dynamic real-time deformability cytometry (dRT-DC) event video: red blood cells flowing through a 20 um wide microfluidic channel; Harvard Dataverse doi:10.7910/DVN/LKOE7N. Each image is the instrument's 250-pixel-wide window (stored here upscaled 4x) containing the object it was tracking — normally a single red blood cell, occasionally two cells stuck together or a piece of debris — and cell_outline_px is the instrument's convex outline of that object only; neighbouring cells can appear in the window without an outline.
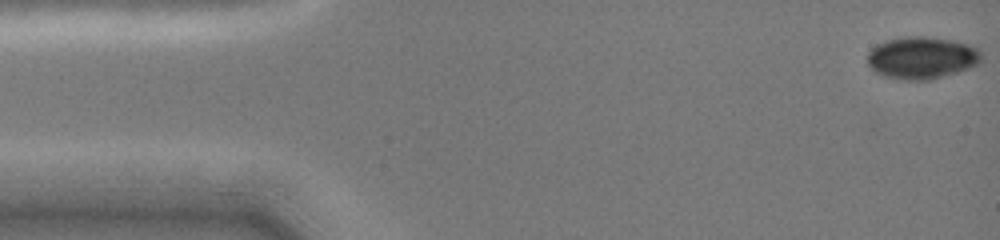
{"species": "common noctule bat (a hibernating species)", "species_latin": "Nyctalus noctula", "temperature_condition": "cold", "stored_images_in_passage": 12, "camera_frame_rate_fps": 3000, "um_per_image_px": 0.085, "animal": {"sex": "female", "body_mass_g": 19.0, "forearm_length_mm": 51.5}, "frame": {"image": 1, "passage_image": 1, "time_ms": 0.0, "image_size_px": [1000, 240], "cell_outline_px": [[980, 64], [932, 80], [900, 80], [884, 76], [876, 72], [868, 64], [868, 52], [876, 44], [888, 40], [908, 36], [924, 36], [952, 40], [968, 44], [980, 48]], "centroid_in_image_um": [78.36, 4.91], "position_along_channel_um": 6.6, "area_um2": 28.09}}
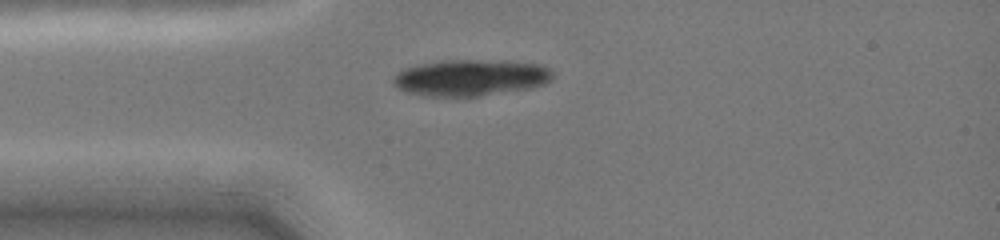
{"frame": {"image": 2, "passage_image": 9, "time_ms": 3.667, "image_size_px": [1000, 240], "cell_outline_px": [[552, 80], [544, 84], [532, 88], [480, 96], [424, 96], [408, 92], [396, 88], [392, 80], [400, 72], [408, 68], [424, 64], [444, 60], [468, 60], [540, 64], [548, 68], [552, 72]], "centroid_in_image_um": [40.02, 6.63], "position_along_channel_um": 45.0, "area_um2": 33.18}}